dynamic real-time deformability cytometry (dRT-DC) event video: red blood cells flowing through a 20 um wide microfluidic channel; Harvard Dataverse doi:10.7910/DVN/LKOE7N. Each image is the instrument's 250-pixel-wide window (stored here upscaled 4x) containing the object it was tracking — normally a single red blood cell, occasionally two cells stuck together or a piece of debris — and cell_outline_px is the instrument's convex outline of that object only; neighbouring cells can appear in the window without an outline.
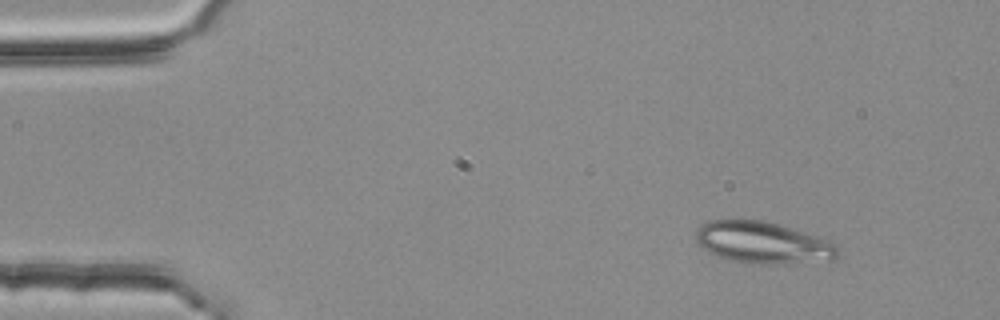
{"species": "common noctule bat (a hibernating species)", "species_latin": "Nyctalus noctula", "temperature_condition": "room temperature", "stored_images_in_passage": 47, "camera_frame_rate_fps": 3000, "um_per_image_px": 0.085, "animal": {"sex": "female", "body_mass_g": 25.1}, "frame": {"image": 1, "passage_image": 1, "time_ms": 0.0, "image_size_px": [1000, 320], "cell_outline_px": [[840, 248], [836, 256], [832, 260], [772, 264], [744, 264], [728, 260], [716, 256], [708, 252], [696, 240], [696, 228], [700, 224], [708, 220], [732, 216], [736, 216], [764, 220], [828, 240]], "centroid_in_image_um": [64.73, 20.58], "position_along_channel_um": 20.3, "area_um2": 35.37}}
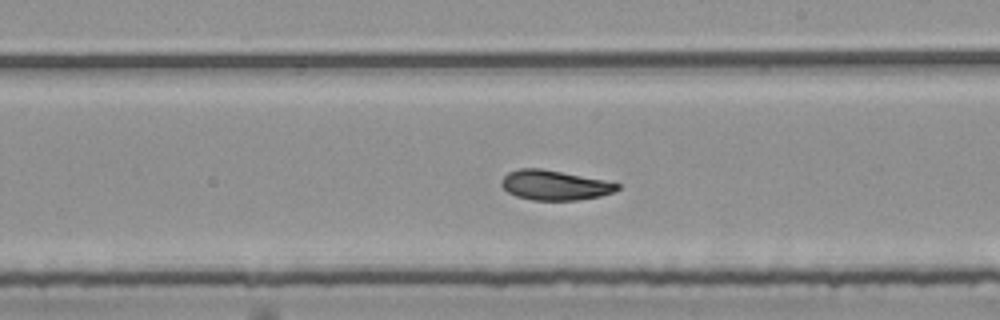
{"frame": {"image": 2, "passage_image": 26, "time_ms": 8.333, "image_size_px": [1000, 320], "cell_outline_px": [[620, 188], [612, 192], [600, 196], [576, 200], [532, 200], [516, 196], [508, 192], [500, 184], [500, 180], [508, 172], [520, 168], [540, 168], [604, 180], [620, 184]], "centroid_in_image_um": [47.11, 15.74], "position_along_channel_um": 241.9, "area_um2": 20.0}}
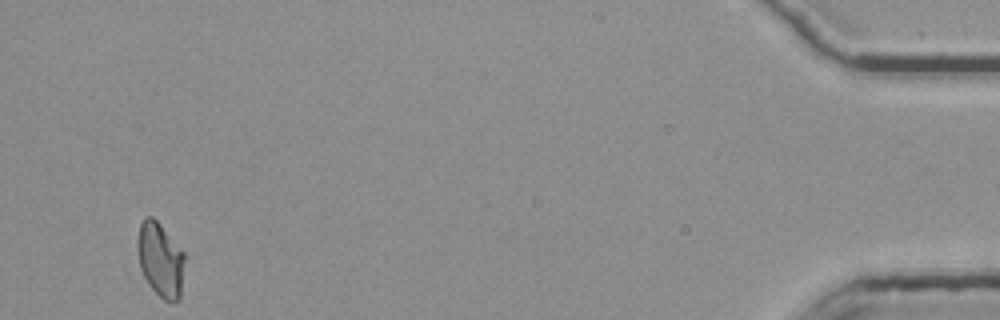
{"frame": {"image": 3, "passage_image": 47, "time_ms": 15.333, "image_size_px": [1000, 320], "cell_outline_px": [[184, 260], [180, 300], [164, 300], [148, 284], [140, 268], [136, 244], [136, 240], [140, 224], [144, 216], [152, 216], [160, 224], [184, 252]], "centroid_in_image_um": [13.61, 22.04], "position_along_channel_um": 421.6, "area_um2": 20.35}, "authors_computed_cell_mechanics": {"area_um2": 20.6924, "velocity_mm_per_s": 3.7658, "shape_relaxation_time_tau1_ms": 5.5494, "shape_relaxation_time_tau2_ms": 2.6069, "deformation_change_tau1": 0.1639, "deformation_change_tau2": 0.0716}}